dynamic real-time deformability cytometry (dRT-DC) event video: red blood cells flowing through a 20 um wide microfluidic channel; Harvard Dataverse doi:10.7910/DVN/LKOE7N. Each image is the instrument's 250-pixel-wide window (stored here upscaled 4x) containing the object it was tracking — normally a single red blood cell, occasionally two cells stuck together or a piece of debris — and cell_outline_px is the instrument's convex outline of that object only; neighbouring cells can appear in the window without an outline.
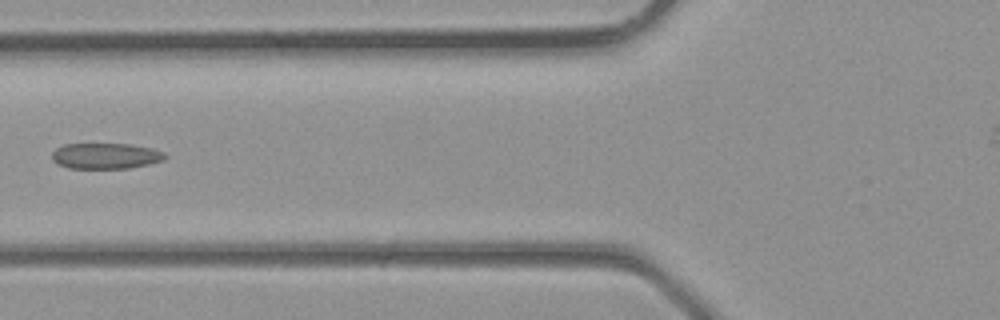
{"species": "common noctule bat (a hibernating species)", "species_latin": "Nyctalus noctula", "temperature_condition": "room temperature", "stored_images_in_passage": 4, "camera_frame_rate_fps": 3000, "um_per_image_px": 0.085, "animal": {"sex": "male", "body_mass_g": 23.1, "forearm_length_mm": 52.7}, "frame": {"image": 1, "passage_image": 4, "time_ms": 1.0, "image_size_px": [1000, 320], "cell_outline_px": [[168, 156], [164, 160], [148, 164], [128, 168], [68, 168], [56, 164], [52, 160], [52, 152], [56, 148], [64, 144], [132, 144], [152, 148], [164, 152]], "centroid_in_image_um": [8.98, 13.25], "position_along_channel_um": 116.8, "area_um2": 17.11}}